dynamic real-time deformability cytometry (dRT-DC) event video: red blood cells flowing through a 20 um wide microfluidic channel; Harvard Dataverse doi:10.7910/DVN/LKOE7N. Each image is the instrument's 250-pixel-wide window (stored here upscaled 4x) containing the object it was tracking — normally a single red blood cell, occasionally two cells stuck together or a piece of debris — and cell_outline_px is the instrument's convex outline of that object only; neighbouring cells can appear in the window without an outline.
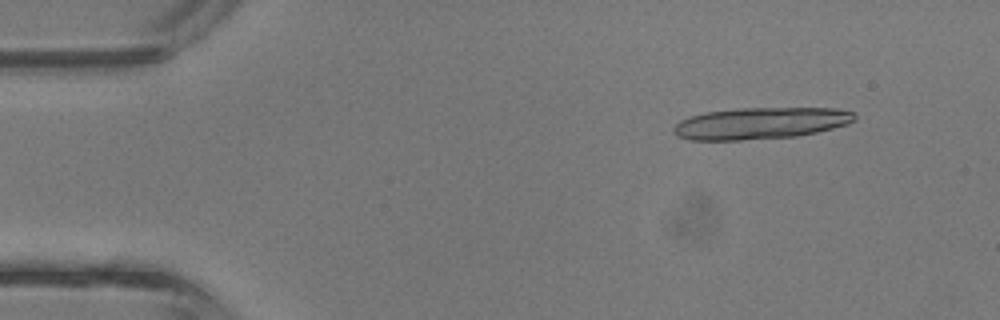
{"species": "common noctule bat (a hibernating species)", "species_latin": "Nyctalus noctula", "temperature_condition": "room temperature", "stored_images_in_passage": 5, "segment_of_instrument_passage": [1, 2], "camera_frame_rate_fps": 3000, "um_per_image_px": 0.085, "animal": {"sex": "male", "body_mass_g": 13.3}, "frame": {"image": 1, "passage_image": 2, "time_ms": 0.333, "image_size_px": [1000, 320], "cell_outline_px": [[856, 120], [848, 124], [816, 132], [796, 136], [740, 140], [688, 140], [676, 136], [672, 132], [672, 128], [680, 120], [704, 112], [740, 108], [836, 108], [856, 112]], "centroid_in_image_um": [64.64, 10.47], "position_along_channel_um": 20.4, "area_um2": 33.58}}